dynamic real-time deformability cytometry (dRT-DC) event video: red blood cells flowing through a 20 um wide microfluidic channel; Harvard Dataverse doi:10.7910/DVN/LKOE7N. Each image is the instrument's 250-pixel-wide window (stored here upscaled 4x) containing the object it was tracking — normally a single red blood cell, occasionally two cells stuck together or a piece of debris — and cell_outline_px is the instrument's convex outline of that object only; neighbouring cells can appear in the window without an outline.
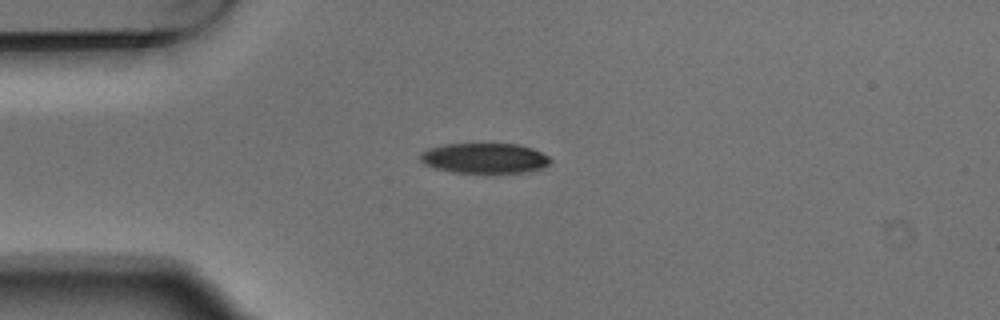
{"species": "Egyptian fruit bat (a non-hibernating species)", "species_latin": "Rousettus aegyptiacus", "temperature_condition": "warm", "stored_images_in_passage": 4, "camera_frame_rate_fps": 3000, "um_per_image_px": 0.085, "animal": {"sex": "male"}, "frame": {"image": 1, "passage_image": 2, "time_ms": 0.333, "image_size_px": [1000, 320], "cell_outline_px": [[552, 160], [544, 168], [524, 172], [452, 172], [436, 168], [424, 164], [420, 160], [420, 152], [428, 148], [444, 144], [520, 144], [532, 148], [548, 156]], "centroid_in_image_um": [41.18, 13.44], "position_along_channel_um": 43.8, "area_um2": 22.83}}
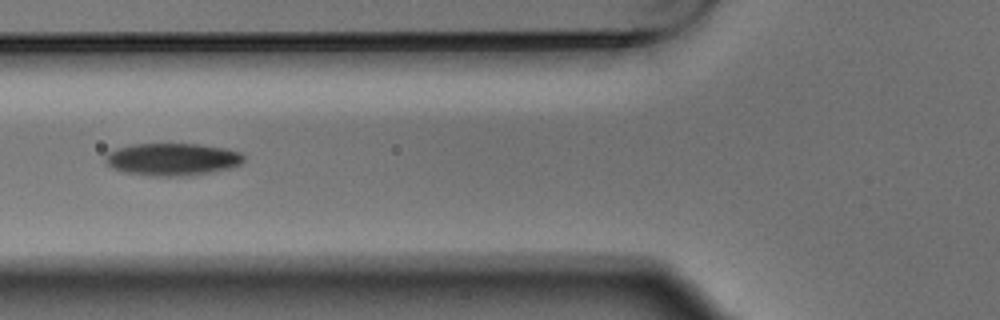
{"frame": {"image": 2, "passage_image": 4, "time_ms": 1.0, "image_size_px": [1000, 320], "cell_outline_px": [[244, 160], [240, 164], [228, 168], [188, 176], [148, 176], [124, 172], [112, 168], [104, 160], [104, 156], [108, 152], [116, 148], [132, 144], [200, 144], [228, 148], [240, 152], [244, 156]], "centroid_in_image_um": [14.62, 13.53], "position_along_channel_um": 111.2, "area_um2": 26.3}}